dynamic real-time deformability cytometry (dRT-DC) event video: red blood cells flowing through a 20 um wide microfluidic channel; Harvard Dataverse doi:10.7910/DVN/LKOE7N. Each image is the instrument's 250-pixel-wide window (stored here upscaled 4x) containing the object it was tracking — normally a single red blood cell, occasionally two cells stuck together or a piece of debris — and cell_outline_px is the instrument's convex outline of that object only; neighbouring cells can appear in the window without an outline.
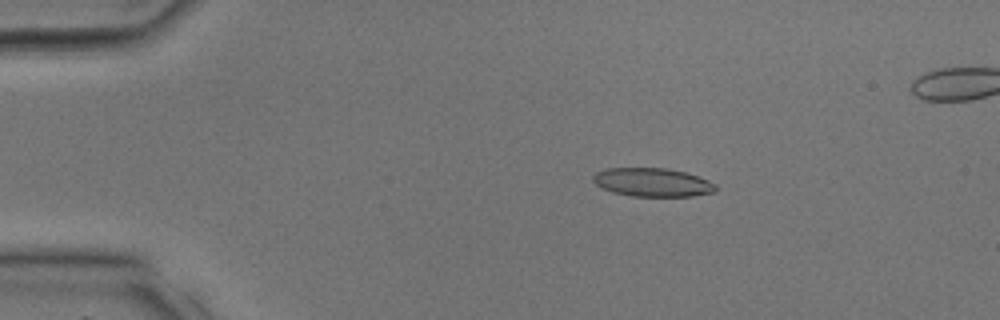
{"species": "common noctule bat (a hibernating species)", "species_latin": "Nyctalus noctula", "temperature_condition": "room temperature", "stored_images_in_passage": 36, "segment_of_instrument_passage": [1, 2], "camera_frame_rate_fps": 3000, "um_per_image_px": 0.085, "animal": {"sex": "male", "body_mass_g": 17.9, "forearm_length_mm": 54.2}, "frame": {"image": 1, "passage_image": 7, "time_ms": 2.0, "image_size_px": [1000, 320], "cell_outline_px": [[716, 192], [692, 196], [632, 196], [612, 192], [600, 188], [592, 180], [592, 176], [596, 172], [608, 168], [668, 168], [684, 172], [708, 180], [716, 184]], "centroid_in_image_um": [55.44, 15.5], "position_along_channel_um": 29.6, "area_um2": 20.46}}
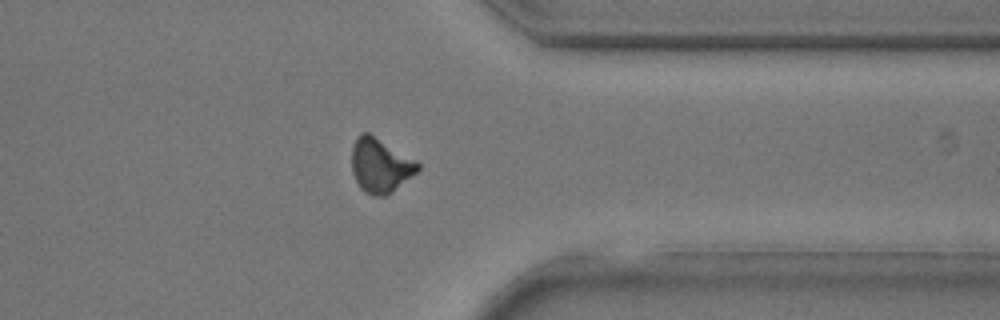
{"frame": {"image": 2, "passage_image": 28, "time_ms": 9.0, "image_size_px": [1000, 320], "cell_outline_px": [[420, 168], [416, 172], [392, 192], [384, 196], [372, 196], [364, 192], [360, 188], [352, 172], [352, 148], [356, 136], [360, 132], [368, 132], [416, 160], [420, 164]], "centroid_in_image_um": [32.3, 14.06], "position_along_channel_um": 379.1, "area_um2": 20.87}}
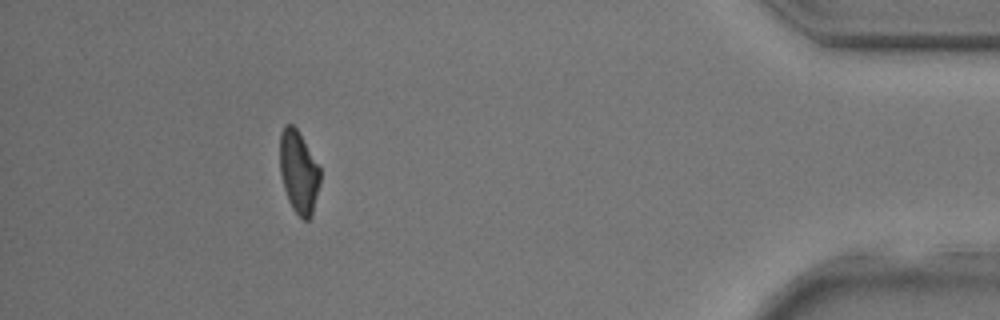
{"frame": {"image": 3, "passage_image": 32, "time_ms": 10.333, "image_size_px": [1000, 320], "cell_outline_px": [[320, 184], [312, 216], [308, 220], [304, 220], [292, 208], [288, 200], [284, 188], [280, 172], [280, 132], [284, 124], [292, 124], [296, 128], [320, 168]], "centroid_in_image_um": [25.38, 14.63], "position_along_channel_um": 409.8, "area_um2": 19.31}}